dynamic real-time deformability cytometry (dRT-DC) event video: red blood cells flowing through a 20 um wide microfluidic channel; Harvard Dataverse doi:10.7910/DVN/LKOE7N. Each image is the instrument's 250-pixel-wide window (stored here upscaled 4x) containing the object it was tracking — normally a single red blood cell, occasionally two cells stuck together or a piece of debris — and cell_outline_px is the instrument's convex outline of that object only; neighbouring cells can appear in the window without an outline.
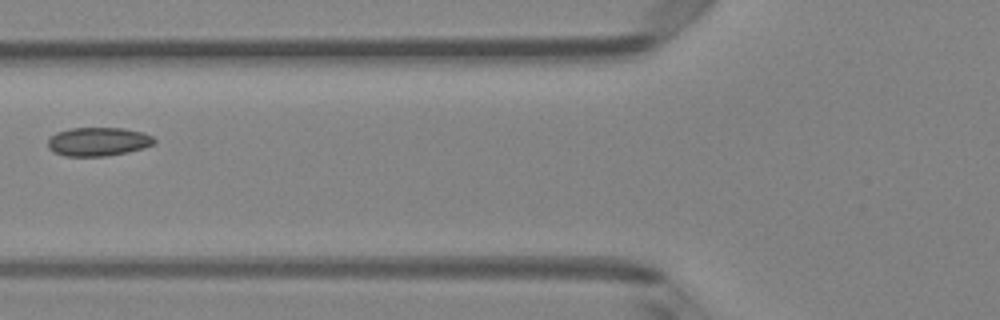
{"species": "Egyptian fruit bat (a non-hibernating species)", "species_latin": "Rousettus aegyptiacus", "temperature_condition": "room temperature", "stored_images_in_passage": 7, "camera_frame_rate_fps": 3000, "um_per_image_px": 0.085, "animal": {"sex": "female"}, "frame": {"image": 1, "passage_image": 6, "time_ms": 1.667, "image_size_px": [1000, 320], "cell_outline_px": [[156, 140], [152, 144], [128, 152], [108, 156], [64, 156], [52, 152], [48, 148], [48, 140], [56, 132], [72, 128], [124, 128], [144, 132], [152, 136]], "centroid_in_image_um": [8.32, 12.04], "position_along_channel_um": 117.5, "area_um2": 17.8}}
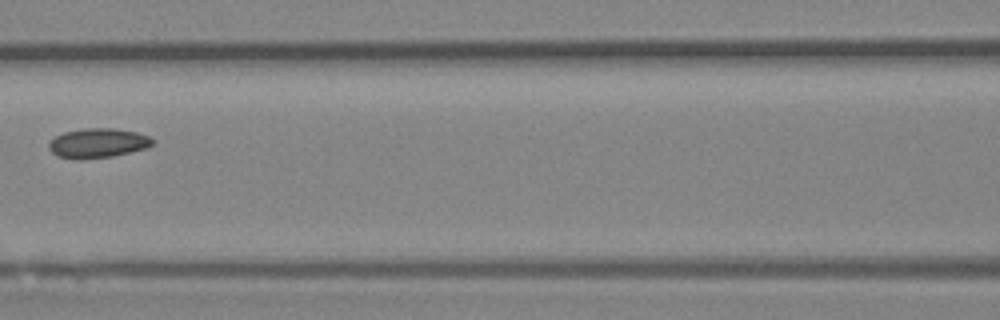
{"frame": {"image": 2, "passage_image": 7, "time_ms": 2.0, "image_size_px": [1000, 320], "cell_outline_px": [[152, 144], [148, 148], [112, 156], [56, 156], [48, 148], [48, 144], [56, 136], [64, 132], [84, 128], [112, 128], [136, 132], [148, 136], [152, 140]], "centroid_in_image_um": [8.35, 12.11], "position_along_channel_um": 158.3, "area_um2": 16.99}}